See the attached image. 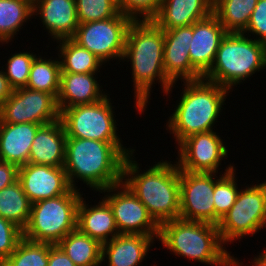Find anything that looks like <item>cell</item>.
<instances>
[{
	"label": "cell",
	"instance_id": "6da1fadb",
	"mask_svg": "<svg viewBox=\"0 0 266 266\" xmlns=\"http://www.w3.org/2000/svg\"><path fill=\"white\" fill-rule=\"evenodd\" d=\"M164 39V30L152 20L133 21L127 31L122 61H130L136 104L134 107L141 114L147 108L155 80L161 84L166 95L175 86L166 77L164 70Z\"/></svg>",
	"mask_w": 266,
	"mask_h": 266
},
{
	"label": "cell",
	"instance_id": "7a4b0ae2",
	"mask_svg": "<svg viewBox=\"0 0 266 266\" xmlns=\"http://www.w3.org/2000/svg\"><path fill=\"white\" fill-rule=\"evenodd\" d=\"M134 151L126 149L122 143L67 138L63 167L71 188L79 190L75 183L77 179L94 192L122 182L126 156Z\"/></svg>",
	"mask_w": 266,
	"mask_h": 266
},
{
	"label": "cell",
	"instance_id": "3957f363",
	"mask_svg": "<svg viewBox=\"0 0 266 266\" xmlns=\"http://www.w3.org/2000/svg\"><path fill=\"white\" fill-rule=\"evenodd\" d=\"M126 156L122 181L145 205L148 213L160 226L180 217V169L177 161L161 160L143 172L139 163ZM134 159V160H133Z\"/></svg>",
	"mask_w": 266,
	"mask_h": 266
},
{
	"label": "cell",
	"instance_id": "277c9868",
	"mask_svg": "<svg viewBox=\"0 0 266 266\" xmlns=\"http://www.w3.org/2000/svg\"><path fill=\"white\" fill-rule=\"evenodd\" d=\"M183 83L180 101L166 124L177 145L191 135L213 130L230 93L228 88L204 78Z\"/></svg>",
	"mask_w": 266,
	"mask_h": 266
},
{
	"label": "cell",
	"instance_id": "5b68a950",
	"mask_svg": "<svg viewBox=\"0 0 266 266\" xmlns=\"http://www.w3.org/2000/svg\"><path fill=\"white\" fill-rule=\"evenodd\" d=\"M158 239L164 248L188 260L211 266L243 265L224 247L214 224L177 218L160 225Z\"/></svg>",
	"mask_w": 266,
	"mask_h": 266
},
{
	"label": "cell",
	"instance_id": "8992f818",
	"mask_svg": "<svg viewBox=\"0 0 266 266\" xmlns=\"http://www.w3.org/2000/svg\"><path fill=\"white\" fill-rule=\"evenodd\" d=\"M266 69V44L243 33H226L204 79L228 88ZM243 80V81H242Z\"/></svg>",
	"mask_w": 266,
	"mask_h": 266
},
{
	"label": "cell",
	"instance_id": "52a82bcc",
	"mask_svg": "<svg viewBox=\"0 0 266 266\" xmlns=\"http://www.w3.org/2000/svg\"><path fill=\"white\" fill-rule=\"evenodd\" d=\"M82 195L80 190L71 188L66 194L33 203L23 237L57 244L77 228V208Z\"/></svg>",
	"mask_w": 266,
	"mask_h": 266
},
{
	"label": "cell",
	"instance_id": "ba28073f",
	"mask_svg": "<svg viewBox=\"0 0 266 266\" xmlns=\"http://www.w3.org/2000/svg\"><path fill=\"white\" fill-rule=\"evenodd\" d=\"M266 226V181L245 186L217 227L224 245L256 234Z\"/></svg>",
	"mask_w": 266,
	"mask_h": 266
},
{
	"label": "cell",
	"instance_id": "9c48e42d",
	"mask_svg": "<svg viewBox=\"0 0 266 266\" xmlns=\"http://www.w3.org/2000/svg\"><path fill=\"white\" fill-rule=\"evenodd\" d=\"M110 95L92 103L64 108L60 119L67 138H82L121 143L117 135V125Z\"/></svg>",
	"mask_w": 266,
	"mask_h": 266
},
{
	"label": "cell",
	"instance_id": "30bf717a",
	"mask_svg": "<svg viewBox=\"0 0 266 266\" xmlns=\"http://www.w3.org/2000/svg\"><path fill=\"white\" fill-rule=\"evenodd\" d=\"M133 20L119 13L102 20L80 23L72 39L92 52L104 64L111 59H123L126 35Z\"/></svg>",
	"mask_w": 266,
	"mask_h": 266
},
{
	"label": "cell",
	"instance_id": "8fae6325",
	"mask_svg": "<svg viewBox=\"0 0 266 266\" xmlns=\"http://www.w3.org/2000/svg\"><path fill=\"white\" fill-rule=\"evenodd\" d=\"M60 119L57 98L26 87L14 89L0 107V123L46 125Z\"/></svg>",
	"mask_w": 266,
	"mask_h": 266
},
{
	"label": "cell",
	"instance_id": "7c38bea8",
	"mask_svg": "<svg viewBox=\"0 0 266 266\" xmlns=\"http://www.w3.org/2000/svg\"><path fill=\"white\" fill-rule=\"evenodd\" d=\"M102 192L104 195L105 192L108 194L103 199L112 210L119 234L159 236L160 226L150 216L145 205L123 181L103 189L99 193Z\"/></svg>",
	"mask_w": 266,
	"mask_h": 266
},
{
	"label": "cell",
	"instance_id": "4fadbf2b",
	"mask_svg": "<svg viewBox=\"0 0 266 266\" xmlns=\"http://www.w3.org/2000/svg\"><path fill=\"white\" fill-rule=\"evenodd\" d=\"M216 174L180 170L179 218L215 225L214 185L224 175Z\"/></svg>",
	"mask_w": 266,
	"mask_h": 266
},
{
	"label": "cell",
	"instance_id": "5bb4252c",
	"mask_svg": "<svg viewBox=\"0 0 266 266\" xmlns=\"http://www.w3.org/2000/svg\"><path fill=\"white\" fill-rule=\"evenodd\" d=\"M177 153L179 169L192 173H218L221 160L228 157L223 139L213 130L185 138Z\"/></svg>",
	"mask_w": 266,
	"mask_h": 266
},
{
	"label": "cell",
	"instance_id": "9a60e30c",
	"mask_svg": "<svg viewBox=\"0 0 266 266\" xmlns=\"http://www.w3.org/2000/svg\"><path fill=\"white\" fill-rule=\"evenodd\" d=\"M163 63L166 77L174 84L179 79L194 81L203 76L192 66L189 48L193 39V24L164 30Z\"/></svg>",
	"mask_w": 266,
	"mask_h": 266
},
{
	"label": "cell",
	"instance_id": "2e32d148",
	"mask_svg": "<svg viewBox=\"0 0 266 266\" xmlns=\"http://www.w3.org/2000/svg\"><path fill=\"white\" fill-rule=\"evenodd\" d=\"M18 181L32 204L66 194L71 189L63 166L27 163L18 167Z\"/></svg>",
	"mask_w": 266,
	"mask_h": 266
},
{
	"label": "cell",
	"instance_id": "e0dca14e",
	"mask_svg": "<svg viewBox=\"0 0 266 266\" xmlns=\"http://www.w3.org/2000/svg\"><path fill=\"white\" fill-rule=\"evenodd\" d=\"M223 25L212 12L208 17L193 23V39L189 55L192 66L204 76L211 68L222 38Z\"/></svg>",
	"mask_w": 266,
	"mask_h": 266
},
{
	"label": "cell",
	"instance_id": "ac0fdd59",
	"mask_svg": "<svg viewBox=\"0 0 266 266\" xmlns=\"http://www.w3.org/2000/svg\"><path fill=\"white\" fill-rule=\"evenodd\" d=\"M33 15L41 18L53 40L72 38L79 25L76 0H33Z\"/></svg>",
	"mask_w": 266,
	"mask_h": 266
},
{
	"label": "cell",
	"instance_id": "d6986e66",
	"mask_svg": "<svg viewBox=\"0 0 266 266\" xmlns=\"http://www.w3.org/2000/svg\"><path fill=\"white\" fill-rule=\"evenodd\" d=\"M66 131L61 119L41 125L32 142L28 163L64 166L66 149Z\"/></svg>",
	"mask_w": 266,
	"mask_h": 266
},
{
	"label": "cell",
	"instance_id": "ffe728a7",
	"mask_svg": "<svg viewBox=\"0 0 266 266\" xmlns=\"http://www.w3.org/2000/svg\"><path fill=\"white\" fill-rule=\"evenodd\" d=\"M97 73H61L57 104L64 108L92 104L104 99L105 94L94 75ZM103 92V93H102Z\"/></svg>",
	"mask_w": 266,
	"mask_h": 266
},
{
	"label": "cell",
	"instance_id": "44dd1931",
	"mask_svg": "<svg viewBox=\"0 0 266 266\" xmlns=\"http://www.w3.org/2000/svg\"><path fill=\"white\" fill-rule=\"evenodd\" d=\"M213 12V0H162L152 21L161 29L191 26Z\"/></svg>",
	"mask_w": 266,
	"mask_h": 266
},
{
	"label": "cell",
	"instance_id": "7402d4cb",
	"mask_svg": "<svg viewBox=\"0 0 266 266\" xmlns=\"http://www.w3.org/2000/svg\"><path fill=\"white\" fill-rule=\"evenodd\" d=\"M159 236L142 234H119L102 244V262L108 259L109 266H138Z\"/></svg>",
	"mask_w": 266,
	"mask_h": 266
},
{
	"label": "cell",
	"instance_id": "603a6c76",
	"mask_svg": "<svg viewBox=\"0 0 266 266\" xmlns=\"http://www.w3.org/2000/svg\"><path fill=\"white\" fill-rule=\"evenodd\" d=\"M41 124L0 123V161L17 167L28 163L34 136Z\"/></svg>",
	"mask_w": 266,
	"mask_h": 266
},
{
	"label": "cell",
	"instance_id": "cb8c5ba5",
	"mask_svg": "<svg viewBox=\"0 0 266 266\" xmlns=\"http://www.w3.org/2000/svg\"><path fill=\"white\" fill-rule=\"evenodd\" d=\"M77 228L101 244L119 235L112 210L103 198L98 205L89 206L81 197L77 208Z\"/></svg>",
	"mask_w": 266,
	"mask_h": 266
},
{
	"label": "cell",
	"instance_id": "d4e9b609",
	"mask_svg": "<svg viewBox=\"0 0 266 266\" xmlns=\"http://www.w3.org/2000/svg\"><path fill=\"white\" fill-rule=\"evenodd\" d=\"M57 245L76 266H99L102 264V244L82 233L78 228L68 233Z\"/></svg>",
	"mask_w": 266,
	"mask_h": 266
},
{
	"label": "cell",
	"instance_id": "484cf974",
	"mask_svg": "<svg viewBox=\"0 0 266 266\" xmlns=\"http://www.w3.org/2000/svg\"><path fill=\"white\" fill-rule=\"evenodd\" d=\"M56 42L59 43L58 60L60 61L61 73L100 72L99 69L104 63L72 38L61 39Z\"/></svg>",
	"mask_w": 266,
	"mask_h": 266
},
{
	"label": "cell",
	"instance_id": "4316f807",
	"mask_svg": "<svg viewBox=\"0 0 266 266\" xmlns=\"http://www.w3.org/2000/svg\"><path fill=\"white\" fill-rule=\"evenodd\" d=\"M258 0H213V13L227 33H243Z\"/></svg>",
	"mask_w": 266,
	"mask_h": 266
},
{
	"label": "cell",
	"instance_id": "83f0119b",
	"mask_svg": "<svg viewBox=\"0 0 266 266\" xmlns=\"http://www.w3.org/2000/svg\"><path fill=\"white\" fill-rule=\"evenodd\" d=\"M31 206L32 203L18 180L0 190V217L14 223L22 230L28 223Z\"/></svg>",
	"mask_w": 266,
	"mask_h": 266
},
{
	"label": "cell",
	"instance_id": "f1b7e54d",
	"mask_svg": "<svg viewBox=\"0 0 266 266\" xmlns=\"http://www.w3.org/2000/svg\"><path fill=\"white\" fill-rule=\"evenodd\" d=\"M32 13L33 0H0V43L13 41L23 24L33 18Z\"/></svg>",
	"mask_w": 266,
	"mask_h": 266
},
{
	"label": "cell",
	"instance_id": "f546056e",
	"mask_svg": "<svg viewBox=\"0 0 266 266\" xmlns=\"http://www.w3.org/2000/svg\"><path fill=\"white\" fill-rule=\"evenodd\" d=\"M60 61L37 56L32 63L26 88L46 92L56 98L60 89Z\"/></svg>",
	"mask_w": 266,
	"mask_h": 266
},
{
	"label": "cell",
	"instance_id": "4dcf8cb0",
	"mask_svg": "<svg viewBox=\"0 0 266 266\" xmlns=\"http://www.w3.org/2000/svg\"><path fill=\"white\" fill-rule=\"evenodd\" d=\"M227 167L224 175L214 185L215 225H218L222 217L234 205L237 194L240 191L234 166L231 164Z\"/></svg>",
	"mask_w": 266,
	"mask_h": 266
},
{
	"label": "cell",
	"instance_id": "1f68e13d",
	"mask_svg": "<svg viewBox=\"0 0 266 266\" xmlns=\"http://www.w3.org/2000/svg\"><path fill=\"white\" fill-rule=\"evenodd\" d=\"M49 243L34 242L24 237L5 260L8 266H48Z\"/></svg>",
	"mask_w": 266,
	"mask_h": 266
},
{
	"label": "cell",
	"instance_id": "d6a6232c",
	"mask_svg": "<svg viewBox=\"0 0 266 266\" xmlns=\"http://www.w3.org/2000/svg\"><path fill=\"white\" fill-rule=\"evenodd\" d=\"M76 9L79 24L106 20L120 13L116 0H76Z\"/></svg>",
	"mask_w": 266,
	"mask_h": 266
},
{
	"label": "cell",
	"instance_id": "836d02e7",
	"mask_svg": "<svg viewBox=\"0 0 266 266\" xmlns=\"http://www.w3.org/2000/svg\"><path fill=\"white\" fill-rule=\"evenodd\" d=\"M36 57V54L27 51L18 52L9 57L4 73L13 89L26 87L30 69Z\"/></svg>",
	"mask_w": 266,
	"mask_h": 266
},
{
	"label": "cell",
	"instance_id": "e575fe53",
	"mask_svg": "<svg viewBox=\"0 0 266 266\" xmlns=\"http://www.w3.org/2000/svg\"><path fill=\"white\" fill-rule=\"evenodd\" d=\"M116 3L123 15L133 21H145L152 20L158 14L162 0H116Z\"/></svg>",
	"mask_w": 266,
	"mask_h": 266
},
{
	"label": "cell",
	"instance_id": "d590c367",
	"mask_svg": "<svg viewBox=\"0 0 266 266\" xmlns=\"http://www.w3.org/2000/svg\"><path fill=\"white\" fill-rule=\"evenodd\" d=\"M23 238V230L0 217V261H5Z\"/></svg>",
	"mask_w": 266,
	"mask_h": 266
},
{
	"label": "cell",
	"instance_id": "8d00e7d4",
	"mask_svg": "<svg viewBox=\"0 0 266 266\" xmlns=\"http://www.w3.org/2000/svg\"><path fill=\"white\" fill-rule=\"evenodd\" d=\"M249 32L256 41L266 44V0H258L243 34L251 36Z\"/></svg>",
	"mask_w": 266,
	"mask_h": 266
},
{
	"label": "cell",
	"instance_id": "74e56055",
	"mask_svg": "<svg viewBox=\"0 0 266 266\" xmlns=\"http://www.w3.org/2000/svg\"><path fill=\"white\" fill-rule=\"evenodd\" d=\"M18 180V167L9 162L0 161V190Z\"/></svg>",
	"mask_w": 266,
	"mask_h": 266
},
{
	"label": "cell",
	"instance_id": "f35d334b",
	"mask_svg": "<svg viewBox=\"0 0 266 266\" xmlns=\"http://www.w3.org/2000/svg\"><path fill=\"white\" fill-rule=\"evenodd\" d=\"M48 266H76L72 260L55 244H49Z\"/></svg>",
	"mask_w": 266,
	"mask_h": 266
},
{
	"label": "cell",
	"instance_id": "ab89813d",
	"mask_svg": "<svg viewBox=\"0 0 266 266\" xmlns=\"http://www.w3.org/2000/svg\"><path fill=\"white\" fill-rule=\"evenodd\" d=\"M13 88L10 86L4 70L0 71V107L12 95Z\"/></svg>",
	"mask_w": 266,
	"mask_h": 266
},
{
	"label": "cell",
	"instance_id": "60d3db41",
	"mask_svg": "<svg viewBox=\"0 0 266 266\" xmlns=\"http://www.w3.org/2000/svg\"><path fill=\"white\" fill-rule=\"evenodd\" d=\"M251 263L253 264L252 266H266V264L257 256H255L254 261Z\"/></svg>",
	"mask_w": 266,
	"mask_h": 266
},
{
	"label": "cell",
	"instance_id": "b9f144b4",
	"mask_svg": "<svg viewBox=\"0 0 266 266\" xmlns=\"http://www.w3.org/2000/svg\"><path fill=\"white\" fill-rule=\"evenodd\" d=\"M259 254L260 255H258L257 257L260 258L266 264V248H265V251L263 249V252H261Z\"/></svg>",
	"mask_w": 266,
	"mask_h": 266
},
{
	"label": "cell",
	"instance_id": "7bdbcfd3",
	"mask_svg": "<svg viewBox=\"0 0 266 266\" xmlns=\"http://www.w3.org/2000/svg\"><path fill=\"white\" fill-rule=\"evenodd\" d=\"M0 266H8L5 261H0Z\"/></svg>",
	"mask_w": 266,
	"mask_h": 266
}]
</instances>
